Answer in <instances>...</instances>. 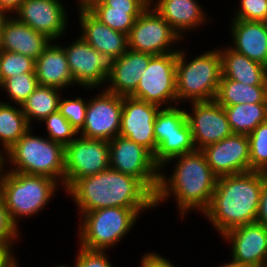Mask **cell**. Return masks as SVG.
Returning <instances> with one entry per match:
<instances>
[{"label":"cell","instance_id":"28","mask_svg":"<svg viewBox=\"0 0 267 267\" xmlns=\"http://www.w3.org/2000/svg\"><path fill=\"white\" fill-rule=\"evenodd\" d=\"M62 89L39 85L21 105L26 120L32 126L33 120L42 121L50 114L57 112Z\"/></svg>","mask_w":267,"mask_h":267},{"label":"cell","instance_id":"12","mask_svg":"<svg viewBox=\"0 0 267 267\" xmlns=\"http://www.w3.org/2000/svg\"><path fill=\"white\" fill-rule=\"evenodd\" d=\"M110 168L109 141L78 135L65 146V191L78 179Z\"/></svg>","mask_w":267,"mask_h":267},{"label":"cell","instance_id":"1","mask_svg":"<svg viewBox=\"0 0 267 267\" xmlns=\"http://www.w3.org/2000/svg\"><path fill=\"white\" fill-rule=\"evenodd\" d=\"M175 159L173 173L167 177L162 169ZM216 180L217 176L212 172L201 150L176 156L160 168L155 208L173 194L180 218L184 219L193 209L203 214L210 205Z\"/></svg>","mask_w":267,"mask_h":267},{"label":"cell","instance_id":"8","mask_svg":"<svg viewBox=\"0 0 267 267\" xmlns=\"http://www.w3.org/2000/svg\"><path fill=\"white\" fill-rule=\"evenodd\" d=\"M176 60L177 53L153 55L131 97L161 108L177 105ZM173 102L175 105H171Z\"/></svg>","mask_w":267,"mask_h":267},{"label":"cell","instance_id":"45","mask_svg":"<svg viewBox=\"0 0 267 267\" xmlns=\"http://www.w3.org/2000/svg\"><path fill=\"white\" fill-rule=\"evenodd\" d=\"M24 0H0V8L7 12L14 13L22 4Z\"/></svg>","mask_w":267,"mask_h":267},{"label":"cell","instance_id":"14","mask_svg":"<svg viewBox=\"0 0 267 267\" xmlns=\"http://www.w3.org/2000/svg\"><path fill=\"white\" fill-rule=\"evenodd\" d=\"M160 106L131 96H122L119 135L146 148L153 156L157 151L154 136L155 117Z\"/></svg>","mask_w":267,"mask_h":267},{"label":"cell","instance_id":"22","mask_svg":"<svg viewBox=\"0 0 267 267\" xmlns=\"http://www.w3.org/2000/svg\"><path fill=\"white\" fill-rule=\"evenodd\" d=\"M152 56L128 49L116 59L114 69L107 78L110 85L106 84L104 89L119 96H131Z\"/></svg>","mask_w":267,"mask_h":267},{"label":"cell","instance_id":"26","mask_svg":"<svg viewBox=\"0 0 267 267\" xmlns=\"http://www.w3.org/2000/svg\"><path fill=\"white\" fill-rule=\"evenodd\" d=\"M222 107L237 104L267 103V85H246L221 76L214 99Z\"/></svg>","mask_w":267,"mask_h":267},{"label":"cell","instance_id":"15","mask_svg":"<svg viewBox=\"0 0 267 267\" xmlns=\"http://www.w3.org/2000/svg\"><path fill=\"white\" fill-rule=\"evenodd\" d=\"M186 118L196 150L217 143L232 134L224 108L215 100L190 103Z\"/></svg>","mask_w":267,"mask_h":267},{"label":"cell","instance_id":"21","mask_svg":"<svg viewBox=\"0 0 267 267\" xmlns=\"http://www.w3.org/2000/svg\"><path fill=\"white\" fill-rule=\"evenodd\" d=\"M229 45L235 52L250 60L267 65V22L231 19Z\"/></svg>","mask_w":267,"mask_h":267},{"label":"cell","instance_id":"19","mask_svg":"<svg viewBox=\"0 0 267 267\" xmlns=\"http://www.w3.org/2000/svg\"><path fill=\"white\" fill-rule=\"evenodd\" d=\"M13 16L8 17L3 25L0 50L23 54L36 61L52 40Z\"/></svg>","mask_w":267,"mask_h":267},{"label":"cell","instance_id":"3","mask_svg":"<svg viewBox=\"0 0 267 267\" xmlns=\"http://www.w3.org/2000/svg\"><path fill=\"white\" fill-rule=\"evenodd\" d=\"M66 192L81 216L108 207H155V195L139 179L111 168L76 180Z\"/></svg>","mask_w":267,"mask_h":267},{"label":"cell","instance_id":"23","mask_svg":"<svg viewBox=\"0 0 267 267\" xmlns=\"http://www.w3.org/2000/svg\"><path fill=\"white\" fill-rule=\"evenodd\" d=\"M150 0V5L183 38V34L197 30L207 17L197 0ZM154 4V5H153Z\"/></svg>","mask_w":267,"mask_h":267},{"label":"cell","instance_id":"29","mask_svg":"<svg viewBox=\"0 0 267 267\" xmlns=\"http://www.w3.org/2000/svg\"><path fill=\"white\" fill-rule=\"evenodd\" d=\"M21 106L0 100V142L3 153L10 149L29 129Z\"/></svg>","mask_w":267,"mask_h":267},{"label":"cell","instance_id":"44","mask_svg":"<svg viewBox=\"0 0 267 267\" xmlns=\"http://www.w3.org/2000/svg\"><path fill=\"white\" fill-rule=\"evenodd\" d=\"M12 250L10 246L0 245V267H11L17 261Z\"/></svg>","mask_w":267,"mask_h":267},{"label":"cell","instance_id":"51","mask_svg":"<svg viewBox=\"0 0 267 267\" xmlns=\"http://www.w3.org/2000/svg\"><path fill=\"white\" fill-rule=\"evenodd\" d=\"M11 267H19L18 260Z\"/></svg>","mask_w":267,"mask_h":267},{"label":"cell","instance_id":"24","mask_svg":"<svg viewBox=\"0 0 267 267\" xmlns=\"http://www.w3.org/2000/svg\"><path fill=\"white\" fill-rule=\"evenodd\" d=\"M42 52L35 61V73L38 84L64 90L75 86L63 45L53 43Z\"/></svg>","mask_w":267,"mask_h":267},{"label":"cell","instance_id":"10","mask_svg":"<svg viewBox=\"0 0 267 267\" xmlns=\"http://www.w3.org/2000/svg\"><path fill=\"white\" fill-rule=\"evenodd\" d=\"M110 168L139 179L154 195L159 186L160 168L143 146L120 135L109 141Z\"/></svg>","mask_w":267,"mask_h":267},{"label":"cell","instance_id":"20","mask_svg":"<svg viewBox=\"0 0 267 267\" xmlns=\"http://www.w3.org/2000/svg\"><path fill=\"white\" fill-rule=\"evenodd\" d=\"M80 37L99 53L112 54L116 58L128 50V35L111 29L89 10H78Z\"/></svg>","mask_w":267,"mask_h":267},{"label":"cell","instance_id":"42","mask_svg":"<svg viewBox=\"0 0 267 267\" xmlns=\"http://www.w3.org/2000/svg\"><path fill=\"white\" fill-rule=\"evenodd\" d=\"M140 267H175L169 259L156 252L146 253L141 258Z\"/></svg>","mask_w":267,"mask_h":267},{"label":"cell","instance_id":"31","mask_svg":"<svg viewBox=\"0 0 267 267\" xmlns=\"http://www.w3.org/2000/svg\"><path fill=\"white\" fill-rule=\"evenodd\" d=\"M188 124L186 108L178 105L160 108L154 123V136L158 146L165 136L180 135V131Z\"/></svg>","mask_w":267,"mask_h":267},{"label":"cell","instance_id":"6","mask_svg":"<svg viewBox=\"0 0 267 267\" xmlns=\"http://www.w3.org/2000/svg\"><path fill=\"white\" fill-rule=\"evenodd\" d=\"M59 185L47 176L17 173L7 169L1 175L0 196L4 199L12 220L19 224L18 219L31 218L41 212L55 197L58 187H61Z\"/></svg>","mask_w":267,"mask_h":267},{"label":"cell","instance_id":"33","mask_svg":"<svg viewBox=\"0 0 267 267\" xmlns=\"http://www.w3.org/2000/svg\"><path fill=\"white\" fill-rule=\"evenodd\" d=\"M38 86L36 73L28 72L5 79L1 89L10 97L12 105L14 102L21 106Z\"/></svg>","mask_w":267,"mask_h":267},{"label":"cell","instance_id":"11","mask_svg":"<svg viewBox=\"0 0 267 267\" xmlns=\"http://www.w3.org/2000/svg\"><path fill=\"white\" fill-rule=\"evenodd\" d=\"M179 40L181 36L149 5L128 34V49L151 55L177 53L173 45Z\"/></svg>","mask_w":267,"mask_h":267},{"label":"cell","instance_id":"9","mask_svg":"<svg viewBox=\"0 0 267 267\" xmlns=\"http://www.w3.org/2000/svg\"><path fill=\"white\" fill-rule=\"evenodd\" d=\"M77 38L71 45L63 47L75 84L86 90H94L101 85L104 88L117 58L112 54L99 53L80 36Z\"/></svg>","mask_w":267,"mask_h":267},{"label":"cell","instance_id":"47","mask_svg":"<svg viewBox=\"0 0 267 267\" xmlns=\"http://www.w3.org/2000/svg\"><path fill=\"white\" fill-rule=\"evenodd\" d=\"M231 260H230V262H226L219 267H257L255 265L244 263V262H239V261H236L234 259H231Z\"/></svg>","mask_w":267,"mask_h":267},{"label":"cell","instance_id":"46","mask_svg":"<svg viewBox=\"0 0 267 267\" xmlns=\"http://www.w3.org/2000/svg\"><path fill=\"white\" fill-rule=\"evenodd\" d=\"M103 0H79L77 5L78 10H90L93 8L97 3L102 2Z\"/></svg>","mask_w":267,"mask_h":267},{"label":"cell","instance_id":"18","mask_svg":"<svg viewBox=\"0 0 267 267\" xmlns=\"http://www.w3.org/2000/svg\"><path fill=\"white\" fill-rule=\"evenodd\" d=\"M222 237L231 247L232 259L257 267L267 266V227L263 224L255 222L237 226Z\"/></svg>","mask_w":267,"mask_h":267},{"label":"cell","instance_id":"35","mask_svg":"<svg viewBox=\"0 0 267 267\" xmlns=\"http://www.w3.org/2000/svg\"><path fill=\"white\" fill-rule=\"evenodd\" d=\"M35 72V60L23 54L0 50L2 81L18 74Z\"/></svg>","mask_w":267,"mask_h":267},{"label":"cell","instance_id":"48","mask_svg":"<svg viewBox=\"0 0 267 267\" xmlns=\"http://www.w3.org/2000/svg\"><path fill=\"white\" fill-rule=\"evenodd\" d=\"M8 15L9 13L6 10L0 8V37H1L2 30H3V25L5 21L7 20V18L9 17Z\"/></svg>","mask_w":267,"mask_h":267},{"label":"cell","instance_id":"4","mask_svg":"<svg viewBox=\"0 0 267 267\" xmlns=\"http://www.w3.org/2000/svg\"><path fill=\"white\" fill-rule=\"evenodd\" d=\"M32 127L6 152L8 171L47 176L64 188L65 146L47 137L33 135Z\"/></svg>","mask_w":267,"mask_h":267},{"label":"cell","instance_id":"50","mask_svg":"<svg viewBox=\"0 0 267 267\" xmlns=\"http://www.w3.org/2000/svg\"><path fill=\"white\" fill-rule=\"evenodd\" d=\"M2 84H3V81H2V77H1V73H0V89L2 88Z\"/></svg>","mask_w":267,"mask_h":267},{"label":"cell","instance_id":"39","mask_svg":"<svg viewBox=\"0 0 267 267\" xmlns=\"http://www.w3.org/2000/svg\"><path fill=\"white\" fill-rule=\"evenodd\" d=\"M18 228L19 226L11 218L4 199L0 196V245L13 247L12 244H15L20 237Z\"/></svg>","mask_w":267,"mask_h":267},{"label":"cell","instance_id":"7","mask_svg":"<svg viewBox=\"0 0 267 267\" xmlns=\"http://www.w3.org/2000/svg\"><path fill=\"white\" fill-rule=\"evenodd\" d=\"M146 209L153 208L108 207L84 213L79 221V246L106 252L128 235Z\"/></svg>","mask_w":267,"mask_h":267},{"label":"cell","instance_id":"40","mask_svg":"<svg viewBox=\"0 0 267 267\" xmlns=\"http://www.w3.org/2000/svg\"><path fill=\"white\" fill-rule=\"evenodd\" d=\"M78 253L74 267H113L105 251H92L80 247Z\"/></svg>","mask_w":267,"mask_h":267},{"label":"cell","instance_id":"2","mask_svg":"<svg viewBox=\"0 0 267 267\" xmlns=\"http://www.w3.org/2000/svg\"><path fill=\"white\" fill-rule=\"evenodd\" d=\"M267 173L248 171L217 177L210 205L203 212L219 235L256 222L260 194Z\"/></svg>","mask_w":267,"mask_h":267},{"label":"cell","instance_id":"27","mask_svg":"<svg viewBox=\"0 0 267 267\" xmlns=\"http://www.w3.org/2000/svg\"><path fill=\"white\" fill-rule=\"evenodd\" d=\"M232 133L249 135L267 121V103L237 104L223 107Z\"/></svg>","mask_w":267,"mask_h":267},{"label":"cell","instance_id":"30","mask_svg":"<svg viewBox=\"0 0 267 267\" xmlns=\"http://www.w3.org/2000/svg\"><path fill=\"white\" fill-rule=\"evenodd\" d=\"M195 150L192 132L189 124H187L180 131V135L165 136L164 140L157 146L153 160L161 168L168 160Z\"/></svg>","mask_w":267,"mask_h":267},{"label":"cell","instance_id":"41","mask_svg":"<svg viewBox=\"0 0 267 267\" xmlns=\"http://www.w3.org/2000/svg\"><path fill=\"white\" fill-rule=\"evenodd\" d=\"M150 0H103L95 6H110V10H146Z\"/></svg>","mask_w":267,"mask_h":267},{"label":"cell","instance_id":"36","mask_svg":"<svg viewBox=\"0 0 267 267\" xmlns=\"http://www.w3.org/2000/svg\"><path fill=\"white\" fill-rule=\"evenodd\" d=\"M41 122L45 124L47 129L46 137L64 146L68 145L79 135L77 130L59 111L50 114Z\"/></svg>","mask_w":267,"mask_h":267},{"label":"cell","instance_id":"52","mask_svg":"<svg viewBox=\"0 0 267 267\" xmlns=\"http://www.w3.org/2000/svg\"><path fill=\"white\" fill-rule=\"evenodd\" d=\"M56 267H71V266H66V265H56ZM73 267V266H72Z\"/></svg>","mask_w":267,"mask_h":267},{"label":"cell","instance_id":"38","mask_svg":"<svg viewBox=\"0 0 267 267\" xmlns=\"http://www.w3.org/2000/svg\"><path fill=\"white\" fill-rule=\"evenodd\" d=\"M232 19L267 22V0H240Z\"/></svg>","mask_w":267,"mask_h":267},{"label":"cell","instance_id":"25","mask_svg":"<svg viewBox=\"0 0 267 267\" xmlns=\"http://www.w3.org/2000/svg\"><path fill=\"white\" fill-rule=\"evenodd\" d=\"M222 59V75L246 85H267L266 67L261 63L250 60L229 46L219 49Z\"/></svg>","mask_w":267,"mask_h":267},{"label":"cell","instance_id":"32","mask_svg":"<svg viewBox=\"0 0 267 267\" xmlns=\"http://www.w3.org/2000/svg\"><path fill=\"white\" fill-rule=\"evenodd\" d=\"M89 11L111 29L128 35L145 10H110V6H94Z\"/></svg>","mask_w":267,"mask_h":267},{"label":"cell","instance_id":"17","mask_svg":"<svg viewBox=\"0 0 267 267\" xmlns=\"http://www.w3.org/2000/svg\"><path fill=\"white\" fill-rule=\"evenodd\" d=\"M60 0H24L13 13L16 18L35 31L56 41L67 30V13Z\"/></svg>","mask_w":267,"mask_h":267},{"label":"cell","instance_id":"5","mask_svg":"<svg viewBox=\"0 0 267 267\" xmlns=\"http://www.w3.org/2000/svg\"><path fill=\"white\" fill-rule=\"evenodd\" d=\"M186 52H177L176 93L180 101L190 103L214 100L222 76V59L219 49L209 50L187 60Z\"/></svg>","mask_w":267,"mask_h":267},{"label":"cell","instance_id":"13","mask_svg":"<svg viewBox=\"0 0 267 267\" xmlns=\"http://www.w3.org/2000/svg\"><path fill=\"white\" fill-rule=\"evenodd\" d=\"M100 92L94 98L88 99L85 123L78 134L87 139L110 141L120 132L122 96L104 88Z\"/></svg>","mask_w":267,"mask_h":267},{"label":"cell","instance_id":"43","mask_svg":"<svg viewBox=\"0 0 267 267\" xmlns=\"http://www.w3.org/2000/svg\"><path fill=\"white\" fill-rule=\"evenodd\" d=\"M256 223L263 224L267 227V180L263 183Z\"/></svg>","mask_w":267,"mask_h":267},{"label":"cell","instance_id":"34","mask_svg":"<svg viewBox=\"0 0 267 267\" xmlns=\"http://www.w3.org/2000/svg\"><path fill=\"white\" fill-rule=\"evenodd\" d=\"M250 171L267 173V121L259 124L249 135Z\"/></svg>","mask_w":267,"mask_h":267},{"label":"cell","instance_id":"37","mask_svg":"<svg viewBox=\"0 0 267 267\" xmlns=\"http://www.w3.org/2000/svg\"><path fill=\"white\" fill-rule=\"evenodd\" d=\"M81 97L64 99L60 97L58 111L79 132L85 123V115L88 101Z\"/></svg>","mask_w":267,"mask_h":267},{"label":"cell","instance_id":"49","mask_svg":"<svg viewBox=\"0 0 267 267\" xmlns=\"http://www.w3.org/2000/svg\"><path fill=\"white\" fill-rule=\"evenodd\" d=\"M5 157H4V153L2 150H0V179H1V175L3 173V170L5 169Z\"/></svg>","mask_w":267,"mask_h":267},{"label":"cell","instance_id":"16","mask_svg":"<svg viewBox=\"0 0 267 267\" xmlns=\"http://www.w3.org/2000/svg\"><path fill=\"white\" fill-rule=\"evenodd\" d=\"M201 151L217 177L250 171L248 135L232 133L217 143L205 146Z\"/></svg>","mask_w":267,"mask_h":267}]
</instances>
